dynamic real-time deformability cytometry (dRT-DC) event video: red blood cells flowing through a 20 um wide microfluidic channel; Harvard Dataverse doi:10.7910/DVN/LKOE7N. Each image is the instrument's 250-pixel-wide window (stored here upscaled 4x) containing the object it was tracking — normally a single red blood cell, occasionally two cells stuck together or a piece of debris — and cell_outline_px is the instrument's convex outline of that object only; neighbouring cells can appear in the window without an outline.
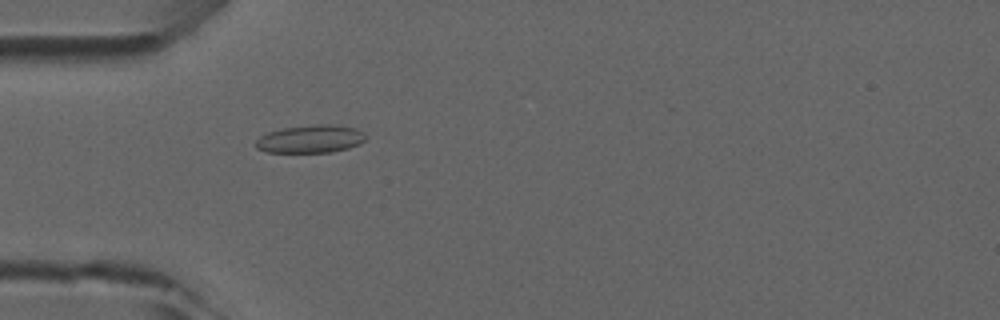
{"species": "common noctule bat (a hibernating species)", "species_latin": "Nyctalus noctula", "temperature_condition": "room temperature", "stored_images_in_passage": 49, "camera_frame_rate_fps": 3000, "um_per_image_px": 0.085, "animal": {"sex": "male", "forearm_length_mm": 52.5}, "frame": {"image": 1, "passage_image": 15, "time_ms": 4.667, "image_size_px": [1000, 320], "cell_outline_px": [[364, 140], [360, 144], [348, 148], [332, 152], [268, 152], [256, 148], [252, 144], [260, 136], [268, 132], [284, 128], [316, 124], [332, 124], [356, 128], [364, 132]], "centroid_in_image_um": [26.37, 11.81], "position_along_channel_um": 58.6, "area_um2": 17.92}}
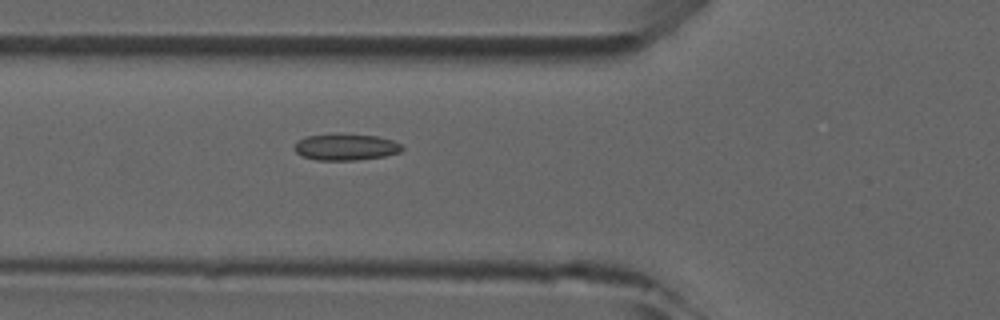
{"frame": {"image": 2, "passage_image": 18, "time_ms": 5.667, "image_size_px": [1000, 320], "cell_outline_px": [[404, 148], [400, 152], [384, 156], [356, 160], [316, 160], [304, 156], [296, 152], [296, 144], [300, 140], [308, 136], [376, 136], [392, 140], [400, 144]], "centroid_in_image_um": [29.45, 12.54], "position_along_channel_um": 96.3, "area_um2": 15.66}}
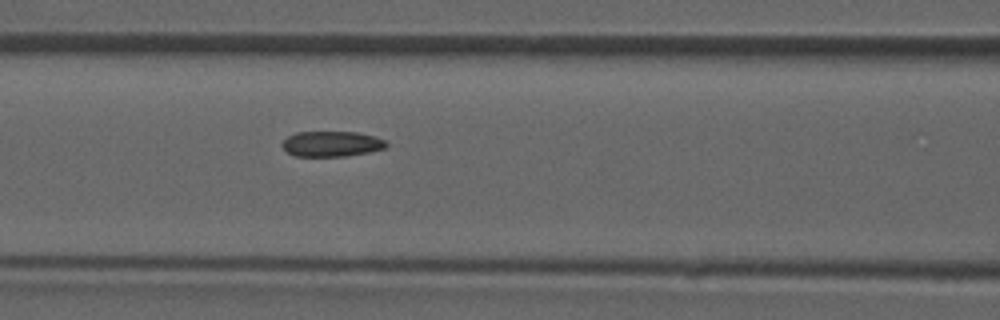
{"frame": {"image": 3, "passage_image": 21, "time_ms": 6.667, "image_size_px": [1000, 320], "cell_outline_px": [[388, 144], [384, 148], [368, 152], [344, 156], [296, 156], [288, 152], [280, 144], [288, 136], [296, 132], [356, 132], [376, 136], [384, 140]], "centroid_in_image_um": [28.18, 12.22], "position_along_channel_um": 138.4, "area_um2": 15.32}}